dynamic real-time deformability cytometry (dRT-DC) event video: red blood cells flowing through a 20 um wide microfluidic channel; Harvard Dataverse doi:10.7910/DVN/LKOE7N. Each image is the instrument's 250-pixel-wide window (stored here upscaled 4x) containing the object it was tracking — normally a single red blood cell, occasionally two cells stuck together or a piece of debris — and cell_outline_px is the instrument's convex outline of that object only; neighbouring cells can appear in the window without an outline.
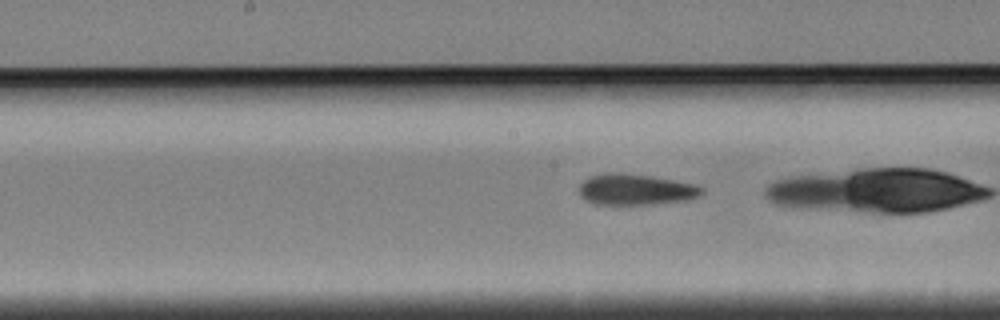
{"species": "Egyptian fruit bat (a non-hibernating species)", "species_latin": "Rousettus aegyptiacus", "temperature_condition": "cold", "stored_images_in_passage": 36, "camera_frame_rate_fps": 3000, "um_per_image_px": 0.085, "animal": {"sex": "female"}, "frame": {"image": 1, "passage_image": 20, "time_ms": 6.333, "image_size_px": [1000, 320], "cell_outline_px": [[704, 192], [700, 196], [688, 200], [656, 204], [596, 204], [584, 200], [580, 196], [580, 184], [584, 180], [592, 176], [608, 172], [616, 172], [648, 176], [696, 184], [704, 188]], "centroid_in_image_um": [54.06, 16.12], "position_along_channel_um": 194.1, "area_um2": 22.14}}